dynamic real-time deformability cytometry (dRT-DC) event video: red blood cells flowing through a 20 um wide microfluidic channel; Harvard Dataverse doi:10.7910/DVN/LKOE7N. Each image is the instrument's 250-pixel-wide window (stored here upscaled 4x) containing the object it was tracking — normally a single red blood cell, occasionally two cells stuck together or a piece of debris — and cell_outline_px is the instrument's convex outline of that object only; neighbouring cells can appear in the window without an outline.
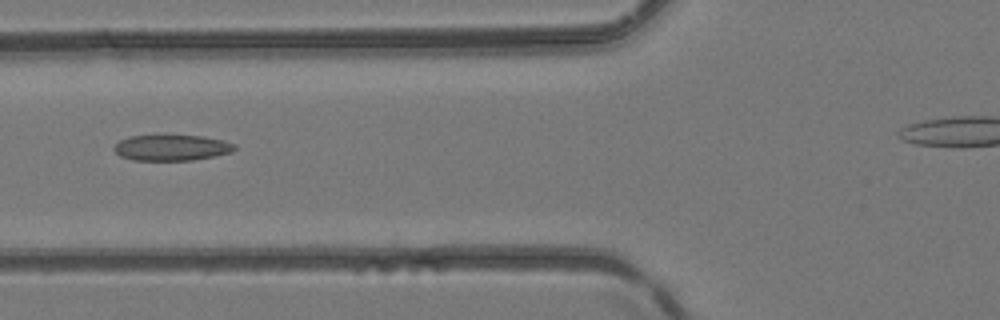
{"species": "common noctule bat (a hibernating species)", "species_latin": "Nyctalus noctula", "temperature_condition": "room temperature", "stored_images_in_passage": 3, "camera_frame_rate_fps": 3000, "um_per_image_px": 0.085, "animal": {"sex": "female", "body_mass_g": 24.6, "forearm_length_mm": 56.2}, "frame": {"image": 1, "passage_image": 3, "time_ms": 0.667, "image_size_px": [1000, 320], "cell_outline_px": [[236, 148], [232, 152], [216, 156], [192, 160], [132, 160], [120, 156], [112, 148], [120, 140], [128, 136], [204, 136], [224, 140], [236, 144]], "centroid_in_image_um": [14.61, 12.56], "position_along_channel_um": 111.2, "area_um2": 18.15}}